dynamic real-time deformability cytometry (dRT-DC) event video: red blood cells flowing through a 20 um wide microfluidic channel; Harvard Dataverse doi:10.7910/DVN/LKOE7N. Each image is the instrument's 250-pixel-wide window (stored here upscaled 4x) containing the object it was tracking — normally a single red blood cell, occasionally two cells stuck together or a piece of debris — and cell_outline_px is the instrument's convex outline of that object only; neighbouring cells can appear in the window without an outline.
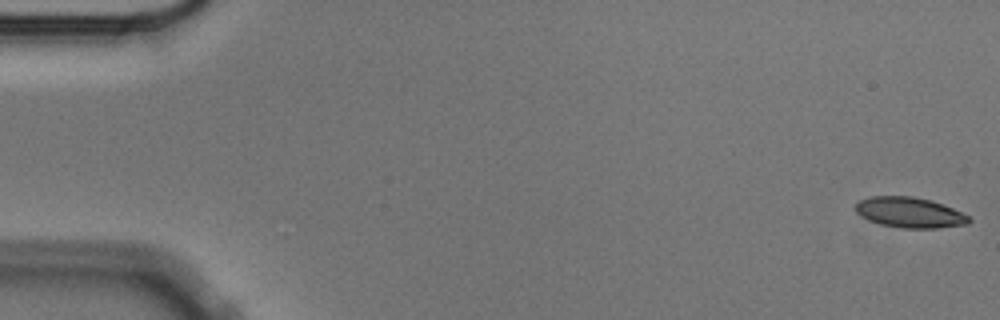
{"species": "Egyptian fruit bat (a non-hibernating species)", "species_latin": "Rousettus aegyptiacus", "temperature_condition": "cold", "stored_images_in_passage": 12, "camera_frame_rate_fps": 3000, "um_per_image_px": 0.085, "animal": {"sex": "male"}, "frame": {"image": 1, "passage_image": 1, "time_ms": 0.0, "image_size_px": [1000, 320], "cell_outline_px": [[972, 220], [968, 224], [936, 228], [904, 228], [880, 224], [868, 220], [856, 212], [856, 204], [860, 200], [868, 196], [912, 196], [932, 200], [952, 208], [968, 216]], "centroid_in_image_um": [77.31, 18.06], "position_along_channel_um": 7.7, "area_um2": 20.06}}